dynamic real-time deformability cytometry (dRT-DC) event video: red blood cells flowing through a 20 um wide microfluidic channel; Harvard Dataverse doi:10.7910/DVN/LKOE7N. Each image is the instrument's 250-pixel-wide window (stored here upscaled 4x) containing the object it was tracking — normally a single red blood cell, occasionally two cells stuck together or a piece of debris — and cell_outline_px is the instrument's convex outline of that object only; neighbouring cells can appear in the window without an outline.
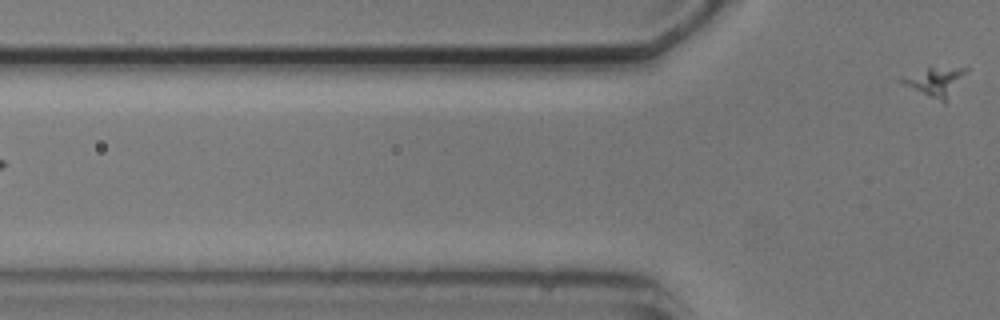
{"species": "common noctule bat (a hibernating species)", "species_latin": "Nyctalus noctula", "temperature_condition": "cold", "stored_images_in_passage": 3, "segment_of_instrument_passage": [2, 2], "camera_frame_rate_fps": 3000, "um_per_image_px": 0.085, "animal": {"sex": "male", "body_mass_g": 20.5, "forearm_length_mm": 52.5}, "frame": {"image": 1, "passage_image": 3, "time_ms": 2.333, "image_size_px": [1000, 320], "cell_outline_px": [[968, 72], [944, 104], [900, 84], [900, 76], [928, 68], [968, 68]], "centroid_in_image_um": [79.46, 6.97], "position_along_channel_um": 46.3, "area_um2": 10.92}}